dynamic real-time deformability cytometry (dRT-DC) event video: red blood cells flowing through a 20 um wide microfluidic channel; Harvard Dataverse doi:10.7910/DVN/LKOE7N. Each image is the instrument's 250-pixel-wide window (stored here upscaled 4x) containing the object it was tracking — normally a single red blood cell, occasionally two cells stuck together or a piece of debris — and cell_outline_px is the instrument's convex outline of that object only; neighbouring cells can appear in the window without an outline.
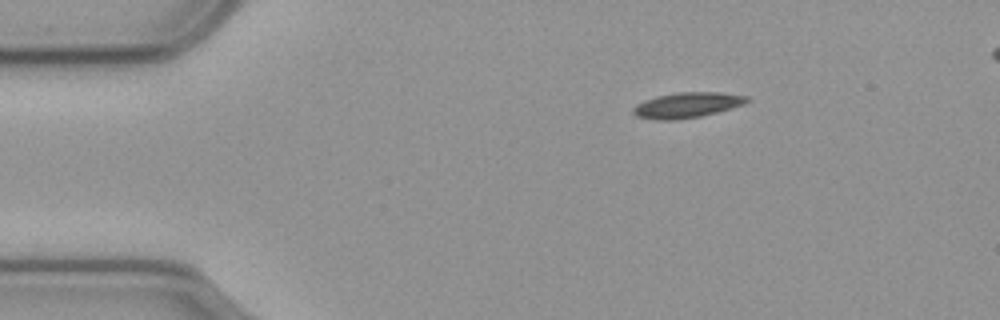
{"species": "common noctule bat (a hibernating species)", "species_latin": "Nyctalus noctula", "temperature_condition": "cold", "stored_images_in_passage": 49, "camera_frame_rate_fps": 3000, "um_per_image_px": 0.085, "animal": {"sex": "male", "body_mass_g": 23.1, "forearm_length_mm": 52.7}, "frame": {"image": 1, "passage_image": 1, "time_ms": 0.0, "image_size_px": [1000, 320], "cell_outline_px": [[748, 100], [744, 104], [716, 112], [700, 116], [672, 120], [656, 120], [636, 116], [632, 112], [632, 108], [636, 104], [644, 100], [656, 96], [676, 92], [720, 92], [748, 96]], "centroid_in_image_um": [58.35, 8.92], "position_along_channel_um": 26.6, "area_um2": 16.76}}
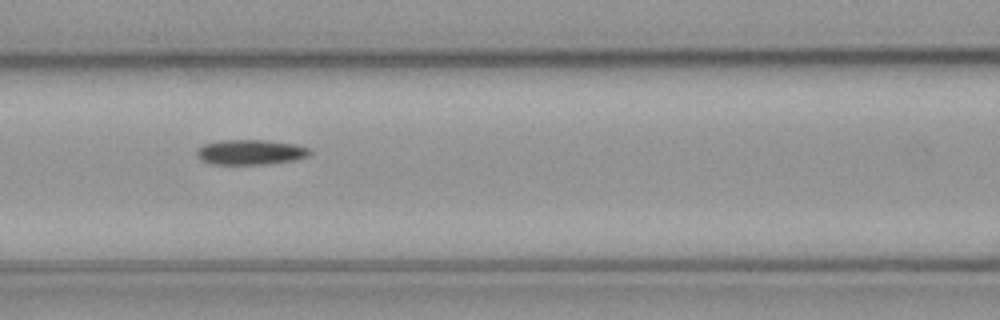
{"frame": {"image": 2, "passage_image": 16, "time_ms": 5.0, "image_size_px": [1000, 320], "cell_outline_px": [[312, 152], [308, 156], [296, 160], [268, 164], [212, 164], [200, 160], [196, 156], [196, 148], [204, 144], [216, 140], [268, 140], [296, 144], [312, 148]], "centroid_in_image_um": [21.3, 12.93], "position_along_channel_um": 145.3, "area_um2": 16.94}}
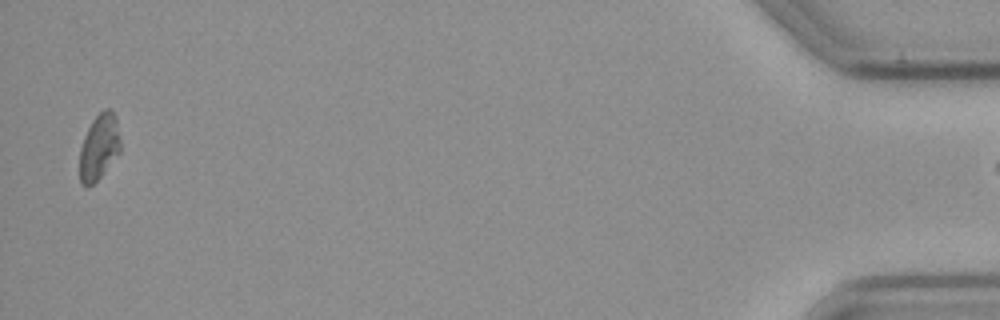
{"frame": {"image": 3, "passage_image": 48, "time_ms": 15.667, "image_size_px": [1000, 320], "cell_outline_px": [[120, 152], [100, 176], [92, 184], [80, 184], [80, 148], [84, 136], [92, 120], [104, 108], [112, 108], [116, 116], [120, 140]], "centroid_in_image_um": [8.43, 12.43], "position_along_channel_um": 426.8, "area_um2": 15.49}}